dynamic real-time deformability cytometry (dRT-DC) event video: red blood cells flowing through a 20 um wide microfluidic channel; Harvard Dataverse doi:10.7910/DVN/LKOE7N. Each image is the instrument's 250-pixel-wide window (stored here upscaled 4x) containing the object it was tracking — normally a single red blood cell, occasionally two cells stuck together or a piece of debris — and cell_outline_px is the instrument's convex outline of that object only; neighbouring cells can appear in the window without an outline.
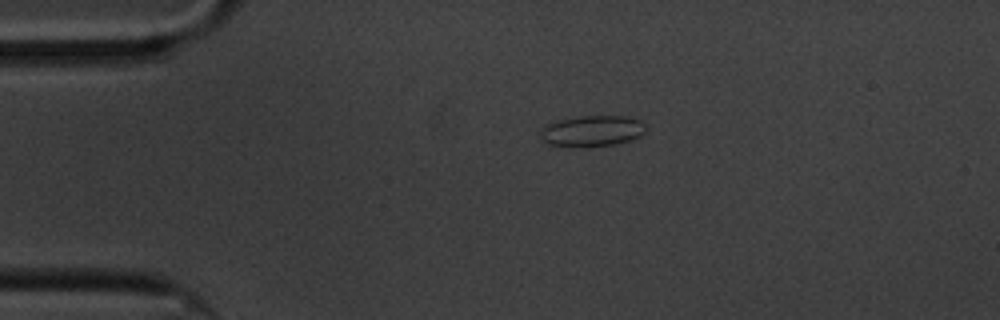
{"species": "common noctule bat (a hibernating species)", "species_latin": "Nyctalus noctula", "temperature_condition": "cold", "stored_images_in_passage": 48, "camera_frame_rate_fps": 3000, "um_per_image_px": 0.085, "animal": {"sex": "male", "body_mass_g": 20.1, "forearm_length_mm": 53.5}, "frame": {"image": 1, "passage_image": 1, "time_ms": 0.0, "image_size_px": [1000, 320], "cell_outline_px": [[644, 132], [640, 136], [616, 144], [548, 144], [540, 136], [540, 128], [556, 120], [576, 116], [624, 116], [640, 120], [644, 124]], "centroid_in_image_um": [50.32, 11.07], "position_along_channel_um": 34.7, "area_um2": 18.21}}
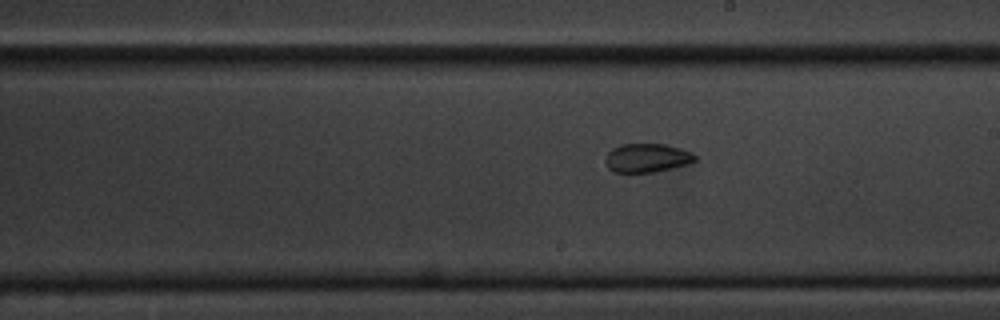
{"frame": {"image": 2, "passage_image": 22, "time_ms": 7.0, "image_size_px": [1000, 320], "cell_outline_px": [[696, 160], [688, 164], [652, 172], [612, 172], [608, 168], [604, 160], [608, 152], [612, 148], [620, 144], [664, 144], [680, 148], [692, 152], [696, 156]], "centroid_in_image_um": [54.97, 13.41], "position_along_channel_um": 234.0, "area_um2": 15.03}}
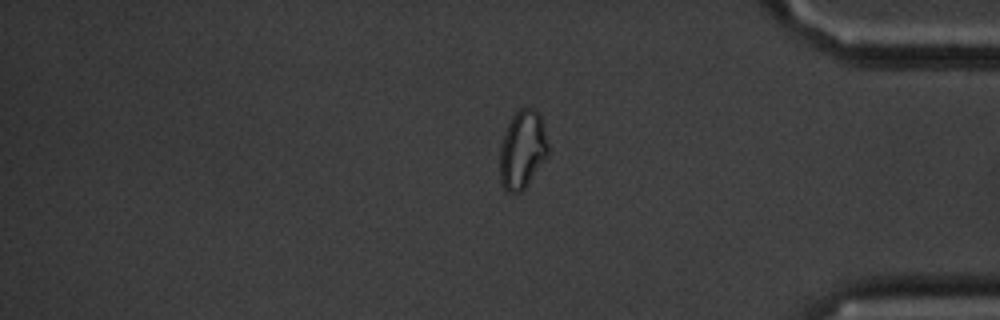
{"frame": {"image": 3, "passage_image": 38, "time_ms": 12.333, "image_size_px": [1000, 320], "cell_outline_px": [[548, 156], [524, 188], [520, 192], [508, 192], [500, 184], [500, 144], [504, 132], [512, 116], [520, 108], [532, 108], [540, 116], [548, 144]], "centroid_in_image_um": [44.38, 12.73], "position_along_channel_um": 390.8, "area_um2": 21.85}, "authors_computed_cell_mechanics": {"area_um2": 16.3285, "velocity_mm_per_s": 3.3611, "shape_relaxation_time_tau1_ms": null, "shape_relaxation_time_tau2_ms": 2.1149, "deformation_change_tau1": null, "deformation_change_tau2": 0.0635}}